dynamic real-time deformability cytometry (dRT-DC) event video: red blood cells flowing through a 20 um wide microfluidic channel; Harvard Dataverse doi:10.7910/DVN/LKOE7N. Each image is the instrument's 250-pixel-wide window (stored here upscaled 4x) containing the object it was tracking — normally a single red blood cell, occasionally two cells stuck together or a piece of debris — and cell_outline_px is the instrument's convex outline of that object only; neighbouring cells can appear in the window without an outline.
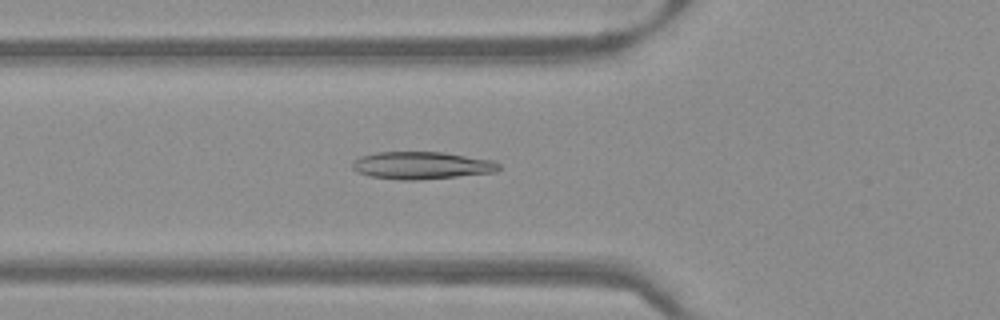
{"species": "Egyptian fruit bat (a non-hibernating species)", "species_latin": "Rousettus aegyptiacus", "temperature_condition": "warm", "stored_images_in_passage": 51, "camera_frame_rate_fps": 3000, "um_per_image_px": 0.085, "frame": {"image": 1, "passage_image": 19, "time_ms": 6.0, "image_size_px": [1000, 320], "cell_outline_px": [[500, 168], [496, 172], [416, 180], [400, 180], [368, 176], [356, 172], [352, 168], [352, 160], [360, 156], [376, 152], [444, 152], [492, 160], [500, 164]], "centroid_in_image_um": [35.79, 14.05], "position_along_channel_um": 90.0, "area_um2": 23.52}}
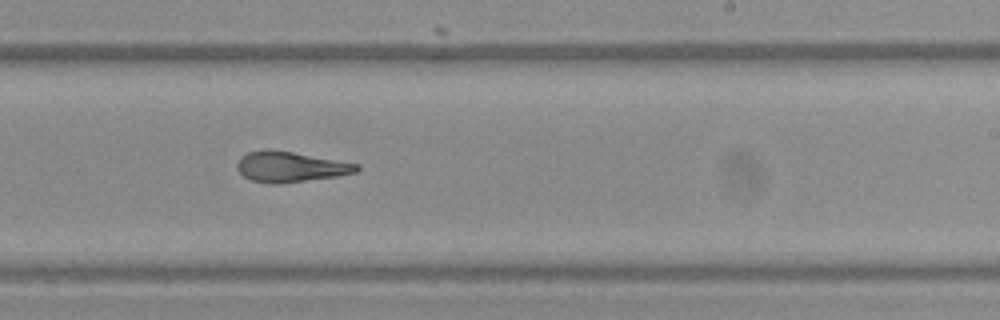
{"frame": {"image": 2, "passage_image": 32, "time_ms": 10.333, "image_size_px": [1000, 320], "cell_outline_px": [[360, 168], [356, 172], [336, 176], [280, 184], [272, 184], [252, 180], [244, 176], [236, 168], [236, 164], [240, 156], [248, 152], [268, 148], [292, 152], [360, 164]], "centroid_in_image_um": [24.65, 14.17], "position_along_channel_um": 264.4, "area_um2": 21.21}}
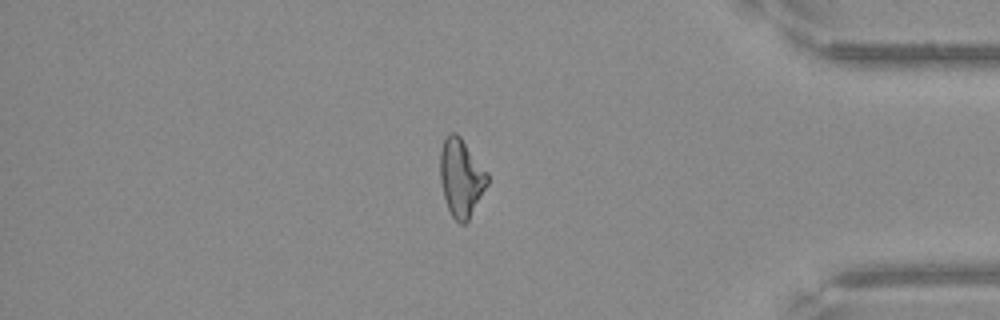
{"frame": {"image": 3, "passage_image": 44, "time_ms": 14.333, "image_size_px": [1000, 320], "cell_outline_px": [[488, 184], [468, 220], [464, 224], [460, 224], [452, 216], [448, 208], [444, 196], [440, 180], [440, 152], [444, 140], [448, 132], [456, 132], [460, 136], [488, 172]], "centroid_in_image_um": [39.19, 15.08], "position_along_channel_um": 396.0, "area_um2": 21.39}}